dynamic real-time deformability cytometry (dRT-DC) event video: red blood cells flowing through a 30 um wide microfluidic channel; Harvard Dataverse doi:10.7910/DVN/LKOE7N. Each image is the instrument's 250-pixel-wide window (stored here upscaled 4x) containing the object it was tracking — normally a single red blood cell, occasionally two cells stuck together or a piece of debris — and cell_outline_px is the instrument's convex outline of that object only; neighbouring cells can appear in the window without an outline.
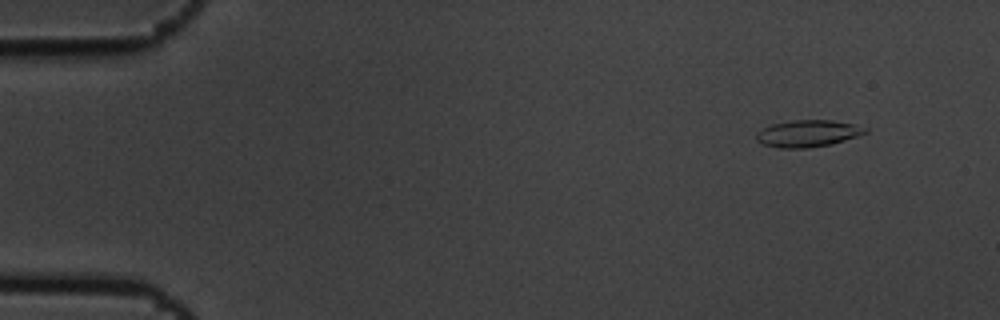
{"species": "common noctule bat (a hibernating species)", "species_latin": "Nyctalus noctula", "temperature_condition": "cold", "stored_images_in_passage": 5, "camera_frame_rate_fps": 3000, "um_per_image_px": 0.085, "animal": {"sex": "male", "body_mass_g": 19.5, "forearm_length_mm": 54.6}, "frame": {"image": 1, "passage_image": 2, "time_ms": 0.333, "image_size_px": [1000, 320], "cell_outline_px": [[868, 132], [832, 144], [808, 148], [780, 148], [764, 144], [756, 140], [756, 132], [772, 124], [792, 120], [832, 120], [852, 124], [868, 128]], "centroid_in_image_um": [68.66, 11.34], "position_along_channel_um": 16.3, "area_um2": 16.94}}